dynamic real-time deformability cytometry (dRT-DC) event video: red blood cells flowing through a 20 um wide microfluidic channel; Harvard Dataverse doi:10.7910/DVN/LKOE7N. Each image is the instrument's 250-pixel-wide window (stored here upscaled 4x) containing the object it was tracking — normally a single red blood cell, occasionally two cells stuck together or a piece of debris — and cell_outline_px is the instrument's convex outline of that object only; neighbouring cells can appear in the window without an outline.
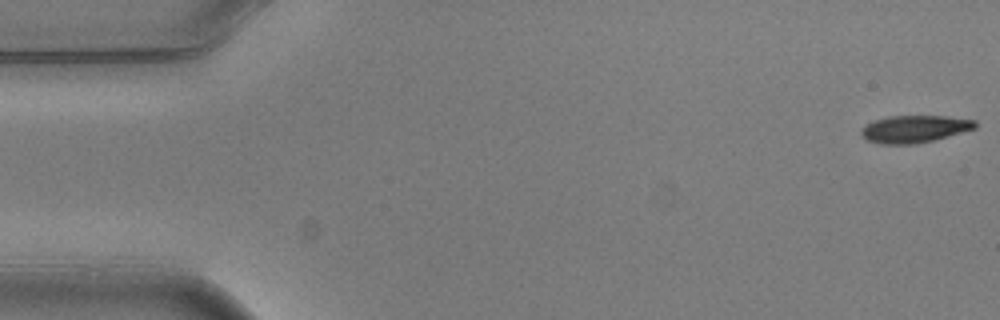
{"species": "common noctule bat (a hibernating species)", "species_latin": "Nyctalus noctula", "temperature_condition": "warm", "stored_images_in_passage": 5, "camera_frame_rate_fps": 3000, "um_per_image_px": 0.085, "animal": {"sex": "male", "body_mass_g": 20.5, "forearm_length_mm": 52.5}, "frame": {"image": 1, "passage_image": 1, "time_ms": 0.0, "image_size_px": [1000, 320], "cell_outline_px": [[976, 128], [948, 136], [916, 144], [880, 144], [868, 140], [860, 132], [864, 124], [888, 116], [948, 116], [976, 120]], "centroid_in_image_um": [77.73, 10.95], "position_along_channel_um": 7.3, "area_um2": 18.03}}
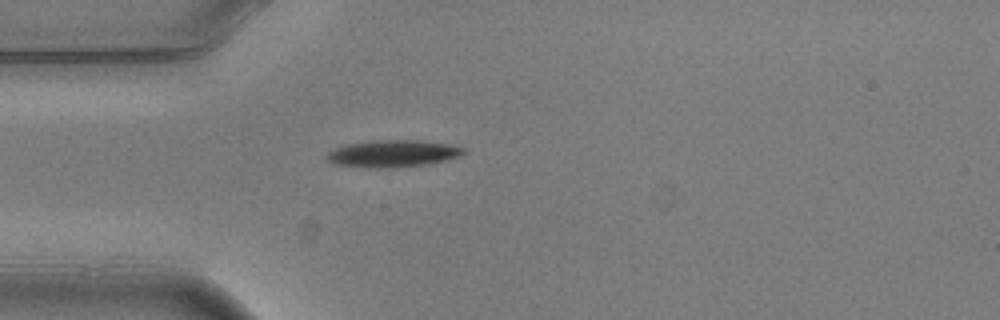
{"frame": {"image": 2, "passage_image": 5, "time_ms": 1.333, "image_size_px": [1000, 320], "cell_outline_px": [[468, 152], [460, 156], [448, 160], [428, 164], [396, 168], [364, 168], [332, 164], [324, 156], [328, 152], [344, 144], [372, 140], [420, 140], [452, 144], [464, 148]], "centroid_in_image_um": [33.4, 13.06], "position_along_channel_um": 51.6, "area_um2": 22.2}}